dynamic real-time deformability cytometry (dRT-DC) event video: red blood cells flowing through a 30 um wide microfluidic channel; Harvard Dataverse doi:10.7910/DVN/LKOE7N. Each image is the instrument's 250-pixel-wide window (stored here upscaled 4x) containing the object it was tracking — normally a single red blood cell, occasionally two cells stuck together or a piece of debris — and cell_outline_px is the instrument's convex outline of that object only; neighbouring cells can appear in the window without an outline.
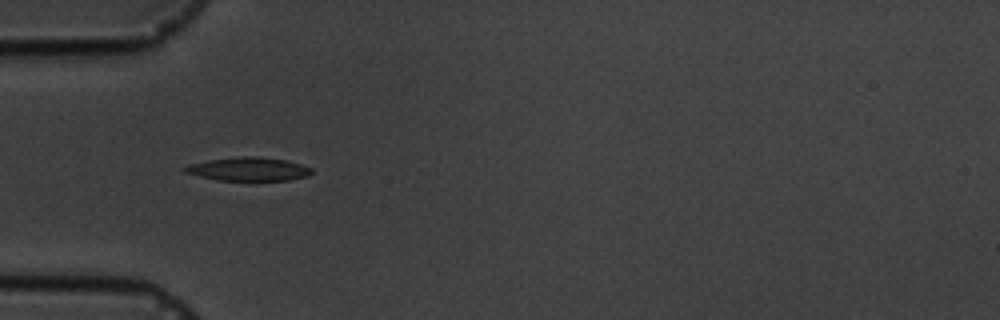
{"species": "common noctule bat (a hibernating species)", "species_latin": "Nyctalus noctula", "temperature_condition": "cold", "stored_images_in_passage": 4, "camera_frame_rate_fps": 3000, "um_per_image_px": 0.085, "animal": {"sex": "male", "body_mass_g": 19.5, "forearm_length_mm": 54.6}, "frame": {"image": 1, "passage_image": 3, "time_ms": 3.333, "image_size_px": [1000, 320], "cell_outline_px": [[312, 172], [308, 176], [288, 180], [220, 180], [200, 176], [184, 172], [180, 168], [192, 164], [208, 160], [240, 156], [256, 156], [288, 160], [312, 168]], "centroid_in_image_um": [21.14, 14.36], "position_along_channel_um": 63.9, "area_um2": 17.28}}
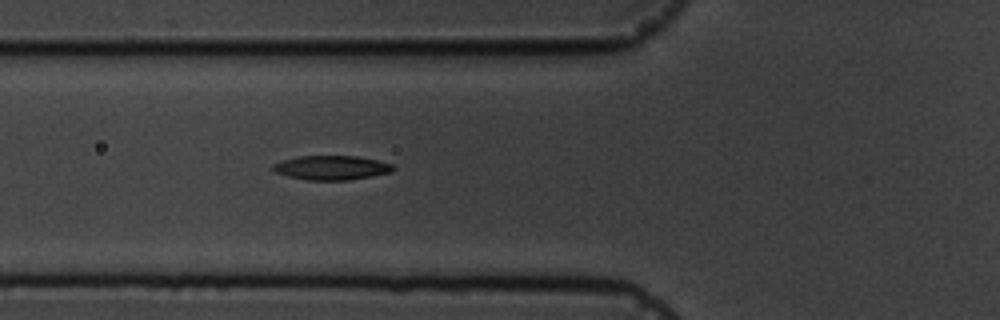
{"frame": {"image": 2, "passage_image": 4, "time_ms": 4.333, "image_size_px": [1000, 320], "cell_outline_px": [[392, 172], [372, 176], [348, 180], [308, 180], [288, 176], [276, 172], [272, 168], [272, 164], [284, 160], [300, 156], [356, 156], [376, 160], [392, 164]], "centroid_in_image_um": [28.17, 14.26], "position_along_channel_um": 97.6, "area_um2": 16.76}}